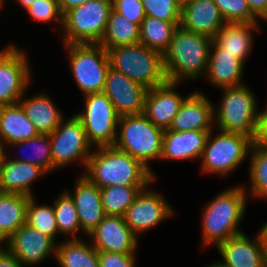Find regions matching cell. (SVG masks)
Wrapping results in <instances>:
<instances>
[{
    "label": "cell",
    "mask_w": 267,
    "mask_h": 267,
    "mask_svg": "<svg viewBox=\"0 0 267 267\" xmlns=\"http://www.w3.org/2000/svg\"><path fill=\"white\" fill-rule=\"evenodd\" d=\"M248 202L242 183L222 190L206 203L201 210V246L217 247L230 237L243 233L239 225Z\"/></svg>",
    "instance_id": "1"
},
{
    "label": "cell",
    "mask_w": 267,
    "mask_h": 267,
    "mask_svg": "<svg viewBox=\"0 0 267 267\" xmlns=\"http://www.w3.org/2000/svg\"><path fill=\"white\" fill-rule=\"evenodd\" d=\"M100 189L109 186H148L156 181L139 160L114 146L94 147L84 174Z\"/></svg>",
    "instance_id": "2"
},
{
    "label": "cell",
    "mask_w": 267,
    "mask_h": 267,
    "mask_svg": "<svg viewBox=\"0 0 267 267\" xmlns=\"http://www.w3.org/2000/svg\"><path fill=\"white\" fill-rule=\"evenodd\" d=\"M212 38L179 26L164 52L163 65L167 81H197L206 74Z\"/></svg>",
    "instance_id": "3"
},
{
    "label": "cell",
    "mask_w": 267,
    "mask_h": 267,
    "mask_svg": "<svg viewBox=\"0 0 267 267\" xmlns=\"http://www.w3.org/2000/svg\"><path fill=\"white\" fill-rule=\"evenodd\" d=\"M163 134L164 130L156 127L144 114L122 116L118 120L113 146L139 160L156 180L149 162L161 159Z\"/></svg>",
    "instance_id": "4"
},
{
    "label": "cell",
    "mask_w": 267,
    "mask_h": 267,
    "mask_svg": "<svg viewBox=\"0 0 267 267\" xmlns=\"http://www.w3.org/2000/svg\"><path fill=\"white\" fill-rule=\"evenodd\" d=\"M248 84L222 88L221 99L214 105V126L226 132L244 134L253 139L259 116L257 97Z\"/></svg>",
    "instance_id": "5"
},
{
    "label": "cell",
    "mask_w": 267,
    "mask_h": 267,
    "mask_svg": "<svg viewBox=\"0 0 267 267\" xmlns=\"http://www.w3.org/2000/svg\"><path fill=\"white\" fill-rule=\"evenodd\" d=\"M213 130L208 134L200 158V171L202 174L228 176L249 159L253 140L241 133L216 129L217 133L214 134Z\"/></svg>",
    "instance_id": "6"
},
{
    "label": "cell",
    "mask_w": 267,
    "mask_h": 267,
    "mask_svg": "<svg viewBox=\"0 0 267 267\" xmlns=\"http://www.w3.org/2000/svg\"><path fill=\"white\" fill-rule=\"evenodd\" d=\"M112 69L145 88L152 89L167 81L161 53L140 43L107 49Z\"/></svg>",
    "instance_id": "7"
},
{
    "label": "cell",
    "mask_w": 267,
    "mask_h": 267,
    "mask_svg": "<svg viewBox=\"0 0 267 267\" xmlns=\"http://www.w3.org/2000/svg\"><path fill=\"white\" fill-rule=\"evenodd\" d=\"M112 10V0H89L63 14V44H98Z\"/></svg>",
    "instance_id": "8"
},
{
    "label": "cell",
    "mask_w": 267,
    "mask_h": 267,
    "mask_svg": "<svg viewBox=\"0 0 267 267\" xmlns=\"http://www.w3.org/2000/svg\"><path fill=\"white\" fill-rule=\"evenodd\" d=\"M73 80L83 95L103 92L110 67L107 50L99 44H63Z\"/></svg>",
    "instance_id": "9"
},
{
    "label": "cell",
    "mask_w": 267,
    "mask_h": 267,
    "mask_svg": "<svg viewBox=\"0 0 267 267\" xmlns=\"http://www.w3.org/2000/svg\"><path fill=\"white\" fill-rule=\"evenodd\" d=\"M49 137L53 172L77 162L84 167L81 172L84 174L94 147L88 141L81 121L75 115L64 118Z\"/></svg>",
    "instance_id": "10"
},
{
    "label": "cell",
    "mask_w": 267,
    "mask_h": 267,
    "mask_svg": "<svg viewBox=\"0 0 267 267\" xmlns=\"http://www.w3.org/2000/svg\"><path fill=\"white\" fill-rule=\"evenodd\" d=\"M84 109L74 114L82 123L93 147L113 146L119 115L104 92L84 95Z\"/></svg>",
    "instance_id": "11"
},
{
    "label": "cell",
    "mask_w": 267,
    "mask_h": 267,
    "mask_svg": "<svg viewBox=\"0 0 267 267\" xmlns=\"http://www.w3.org/2000/svg\"><path fill=\"white\" fill-rule=\"evenodd\" d=\"M27 54L11 43L0 50V106L17 104L31 87L33 72Z\"/></svg>",
    "instance_id": "12"
},
{
    "label": "cell",
    "mask_w": 267,
    "mask_h": 267,
    "mask_svg": "<svg viewBox=\"0 0 267 267\" xmlns=\"http://www.w3.org/2000/svg\"><path fill=\"white\" fill-rule=\"evenodd\" d=\"M152 184L153 182L136 195L123 216L125 223L137 237L171 219L176 213L161 192L151 189Z\"/></svg>",
    "instance_id": "13"
},
{
    "label": "cell",
    "mask_w": 267,
    "mask_h": 267,
    "mask_svg": "<svg viewBox=\"0 0 267 267\" xmlns=\"http://www.w3.org/2000/svg\"><path fill=\"white\" fill-rule=\"evenodd\" d=\"M57 243L41 231L24 224L10 237L7 250L25 267L38 266L55 257Z\"/></svg>",
    "instance_id": "14"
},
{
    "label": "cell",
    "mask_w": 267,
    "mask_h": 267,
    "mask_svg": "<svg viewBox=\"0 0 267 267\" xmlns=\"http://www.w3.org/2000/svg\"><path fill=\"white\" fill-rule=\"evenodd\" d=\"M147 88L109 67L103 92L119 117L144 114Z\"/></svg>",
    "instance_id": "15"
},
{
    "label": "cell",
    "mask_w": 267,
    "mask_h": 267,
    "mask_svg": "<svg viewBox=\"0 0 267 267\" xmlns=\"http://www.w3.org/2000/svg\"><path fill=\"white\" fill-rule=\"evenodd\" d=\"M137 237L122 216L105 215L87 239L97 251L116 253H137Z\"/></svg>",
    "instance_id": "16"
},
{
    "label": "cell",
    "mask_w": 267,
    "mask_h": 267,
    "mask_svg": "<svg viewBox=\"0 0 267 267\" xmlns=\"http://www.w3.org/2000/svg\"><path fill=\"white\" fill-rule=\"evenodd\" d=\"M181 83L166 81L147 90L144 115L158 128L168 130L187 96L177 91Z\"/></svg>",
    "instance_id": "17"
},
{
    "label": "cell",
    "mask_w": 267,
    "mask_h": 267,
    "mask_svg": "<svg viewBox=\"0 0 267 267\" xmlns=\"http://www.w3.org/2000/svg\"><path fill=\"white\" fill-rule=\"evenodd\" d=\"M214 128V104L206 94L195 90L182 102L169 130L211 131Z\"/></svg>",
    "instance_id": "18"
},
{
    "label": "cell",
    "mask_w": 267,
    "mask_h": 267,
    "mask_svg": "<svg viewBox=\"0 0 267 267\" xmlns=\"http://www.w3.org/2000/svg\"><path fill=\"white\" fill-rule=\"evenodd\" d=\"M219 262L225 267H266L263 243L258 232L254 237L240 233L217 247Z\"/></svg>",
    "instance_id": "19"
},
{
    "label": "cell",
    "mask_w": 267,
    "mask_h": 267,
    "mask_svg": "<svg viewBox=\"0 0 267 267\" xmlns=\"http://www.w3.org/2000/svg\"><path fill=\"white\" fill-rule=\"evenodd\" d=\"M260 23H225L211 42L210 53H229L244 64L253 50V31L261 32Z\"/></svg>",
    "instance_id": "20"
},
{
    "label": "cell",
    "mask_w": 267,
    "mask_h": 267,
    "mask_svg": "<svg viewBox=\"0 0 267 267\" xmlns=\"http://www.w3.org/2000/svg\"><path fill=\"white\" fill-rule=\"evenodd\" d=\"M74 190H65L73 199L81 230L87 235L102 221L105 214L102 209L101 190L85 175L79 174Z\"/></svg>",
    "instance_id": "21"
},
{
    "label": "cell",
    "mask_w": 267,
    "mask_h": 267,
    "mask_svg": "<svg viewBox=\"0 0 267 267\" xmlns=\"http://www.w3.org/2000/svg\"><path fill=\"white\" fill-rule=\"evenodd\" d=\"M225 23L214 0H185L182 4L180 26L185 30L213 39Z\"/></svg>",
    "instance_id": "22"
},
{
    "label": "cell",
    "mask_w": 267,
    "mask_h": 267,
    "mask_svg": "<svg viewBox=\"0 0 267 267\" xmlns=\"http://www.w3.org/2000/svg\"><path fill=\"white\" fill-rule=\"evenodd\" d=\"M48 174L39 166L6 156L0 175V192L35 196L33 185Z\"/></svg>",
    "instance_id": "23"
},
{
    "label": "cell",
    "mask_w": 267,
    "mask_h": 267,
    "mask_svg": "<svg viewBox=\"0 0 267 267\" xmlns=\"http://www.w3.org/2000/svg\"><path fill=\"white\" fill-rule=\"evenodd\" d=\"M209 132L164 130L161 161L200 160Z\"/></svg>",
    "instance_id": "24"
},
{
    "label": "cell",
    "mask_w": 267,
    "mask_h": 267,
    "mask_svg": "<svg viewBox=\"0 0 267 267\" xmlns=\"http://www.w3.org/2000/svg\"><path fill=\"white\" fill-rule=\"evenodd\" d=\"M19 100L26 117L34 124L39 134H51L65 118L63 111L46 92L42 91L31 97Z\"/></svg>",
    "instance_id": "25"
},
{
    "label": "cell",
    "mask_w": 267,
    "mask_h": 267,
    "mask_svg": "<svg viewBox=\"0 0 267 267\" xmlns=\"http://www.w3.org/2000/svg\"><path fill=\"white\" fill-rule=\"evenodd\" d=\"M39 133L19 103L0 106V144L5 148L29 140Z\"/></svg>",
    "instance_id": "26"
},
{
    "label": "cell",
    "mask_w": 267,
    "mask_h": 267,
    "mask_svg": "<svg viewBox=\"0 0 267 267\" xmlns=\"http://www.w3.org/2000/svg\"><path fill=\"white\" fill-rule=\"evenodd\" d=\"M245 64L229 53H210L205 79L216 89L238 87L243 80Z\"/></svg>",
    "instance_id": "27"
},
{
    "label": "cell",
    "mask_w": 267,
    "mask_h": 267,
    "mask_svg": "<svg viewBox=\"0 0 267 267\" xmlns=\"http://www.w3.org/2000/svg\"><path fill=\"white\" fill-rule=\"evenodd\" d=\"M64 240L56 245L55 260L60 267H99L98 251L89 240Z\"/></svg>",
    "instance_id": "28"
},
{
    "label": "cell",
    "mask_w": 267,
    "mask_h": 267,
    "mask_svg": "<svg viewBox=\"0 0 267 267\" xmlns=\"http://www.w3.org/2000/svg\"><path fill=\"white\" fill-rule=\"evenodd\" d=\"M139 40V26L112 9L103 37L98 44L107 50L117 46L137 44Z\"/></svg>",
    "instance_id": "29"
},
{
    "label": "cell",
    "mask_w": 267,
    "mask_h": 267,
    "mask_svg": "<svg viewBox=\"0 0 267 267\" xmlns=\"http://www.w3.org/2000/svg\"><path fill=\"white\" fill-rule=\"evenodd\" d=\"M179 26L180 22H166L156 17L146 16L139 27V43L163 55Z\"/></svg>",
    "instance_id": "30"
},
{
    "label": "cell",
    "mask_w": 267,
    "mask_h": 267,
    "mask_svg": "<svg viewBox=\"0 0 267 267\" xmlns=\"http://www.w3.org/2000/svg\"><path fill=\"white\" fill-rule=\"evenodd\" d=\"M29 197L22 194L0 192V226L9 237L26 224Z\"/></svg>",
    "instance_id": "31"
},
{
    "label": "cell",
    "mask_w": 267,
    "mask_h": 267,
    "mask_svg": "<svg viewBox=\"0 0 267 267\" xmlns=\"http://www.w3.org/2000/svg\"><path fill=\"white\" fill-rule=\"evenodd\" d=\"M249 185L244 190L249 198L267 200V148L252 146L249 154Z\"/></svg>",
    "instance_id": "32"
},
{
    "label": "cell",
    "mask_w": 267,
    "mask_h": 267,
    "mask_svg": "<svg viewBox=\"0 0 267 267\" xmlns=\"http://www.w3.org/2000/svg\"><path fill=\"white\" fill-rule=\"evenodd\" d=\"M11 147V148H10ZM23 149L26 147L25 150L28 148L33 151L32 154L29 153L28 155H21V157H11L14 155H11L8 153L7 155H10V158H14L13 160L20 161V162H26L30 163L35 166H39L42 169H44L48 174L53 172V161H52V155H51V140L49 137V134H38L37 136L26 140L22 142H18L15 144H11L8 146V149ZM31 155V156H30Z\"/></svg>",
    "instance_id": "33"
},
{
    "label": "cell",
    "mask_w": 267,
    "mask_h": 267,
    "mask_svg": "<svg viewBox=\"0 0 267 267\" xmlns=\"http://www.w3.org/2000/svg\"><path fill=\"white\" fill-rule=\"evenodd\" d=\"M53 207L59 234L65 235L66 239H82V236L77 235L83 231L74 201L65 190L53 201Z\"/></svg>",
    "instance_id": "34"
},
{
    "label": "cell",
    "mask_w": 267,
    "mask_h": 267,
    "mask_svg": "<svg viewBox=\"0 0 267 267\" xmlns=\"http://www.w3.org/2000/svg\"><path fill=\"white\" fill-rule=\"evenodd\" d=\"M147 186H109L101 188L102 209L105 215L124 216L136 195Z\"/></svg>",
    "instance_id": "35"
},
{
    "label": "cell",
    "mask_w": 267,
    "mask_h": 267,
    "mask_svg": "<svg viewBox=\"0 0 267 267\" xmlns=\"http://www.w3.org/2000/svg\"><path fill=\"white\" fill-rule=\"evenodd\" d=\"M26 224L41 231L58 243L57 237L59 232L55 220L53 204L39 205L36 196L29 197L26 209Z\"/></svg>",
    "instance_id": "36"
},
{
    "label": "cell",
    "mask_w": 267,
    "mask_h": 267,
    "mask_svg": "<svg viewBox=\"0 0 267 267\" xmlns=\"http://www.w3.org/2000/svg\"><path fill=\"white\" fill-rule=\"evenodd\" d=\"M226 23H259L246 0H214Z\"/></svg>",
    "instance_id": "37"
},
{
    "label": "cell",
    "mask_w": 267,
    "mask_h": 267,
    "mask_svg": "<svg viewBox=\"0 0 267 267\" xmlns=\"http://www.w3.org/2000/svg\"><path fill=\"white\" fill-rule=\"evenodd\" d=\"M26 14L38 23H53L62 28L63 14L57 0H36L26 9Z\"/></svg>",
    "instance_id": "38"
},
{
    "label": "cell",
    "mask_w": 267,
    "mask_h": 267,
    "mask_svg": "<svg viewBox=\"0 0 267 267\" xmlns=\"http://www.w3.org/2000/svg\"><path fill=\"white\" fill-rule=\"evenodd\" d=\"M146 16L166 22H181L182 5L177 0H141Z\"/></svg>",
    "instance_id": "39"
},
{
    "label": "cell",
    "mask_w": 267,
    "mask_h": 267,
    "mask_svg": "<svg viewBox=\"0 0 267 267\" xmlns=\"http://www.w3.org/2000/svg\"><path fill=\"white\" fill-rule=\"evenodd\" d=\"M112 9L139 27L146 17L141 0H112Z\"/></svg>",
    "instance_id": "40"
},
{
    "label": "cell",
    "mask_w": 267,
    "mask_h": 267,
    "mask_svg": "<svg viewBox=\"0 0 267 267\" xmlns=\"http://www.w3.org/2000/svg\"><path fill=\"white\" fill-rule=\"evenodd\" d=\"M99 267H136V253L98 251Z\"/></svg>",
    "instance_id": "41"
},
{
    "label": "cell",
    "mask_w": 267,
    "mask_h": 267,
    "mask_svg": "<svg viewBox=\"0 0 267 267\" xmlns=\"http://www.w3.org/2000/svg\"><path fill=\"white\" fill-rule=\"evenodd\" d=\"M267 102V101H266ZM263 110L259 112L253 146L267 148V103Z\"/></svg>",
    "instance_id": "42"
},
{
    "label": "cell",
    "mask_w": 267,
    "mask_h": 267,
    "mask_svg": "<svg viewBox=\"0 0 267 267\" xmlns=\"http://www.w3.org/2000/svg\"><path fill=\"white\" fill-rule=\"evenodd\" d=\"M251 13L261 22L267 23V0H246Z\"/></svg>",
    "instance_id": "43"
},
{
    "label": "cell",
    "mask_w": 267,
    "mask_h": 267,
    "mask_svg": "<svg viewBox=\"0 0 267 267\" xmlns=\"http://www.w3.org/2000/svg\"><path fill=\"white\" fill-rule=\"evenodd\" d=\"M0 267H25L7 249L0 250Z\"/></svg>",
    "instance_id": "44"
},
{
    "label": "cell",
    "mask_w": 267,
    "mask_h": 267,
    "mask_svg": "<svg viewBox=\"0 0 267 267\" xmlns=\"http://www.w3.org/2000/svg\"><path fill=\"white\" fill-rule=\"evenodd\" d=\"M59 4L60 11L62 14L69 11L70 9L80 6L89 0H57Z\"/></svg>",
    "instance_id": "45"
},
{
    "label": "cell",
    "mask_w": 267,
    "mask_h": 267,
    "mask_svg": "<svg viewBox=\"0 0 267 267\" xmlns=\"http://www.w3.org/2000/svg\"><path fill=\"white\" fill-rule=\"evenodd\" d=\"M258 234L261 237L262 243H263V250H264V258H265V264L267 267V222H262L260 230H258Z\"/></svg>",
    "instance_id": "46"
},
{
    "label": "cell",
    "mask_w": 267,
    "mask_h": 267,
    "mask_svg": "<svg viewBox=\"0 0 267 267\" xmlns=\"http://www.w3.org/2000/svg\"><path fill=\"white\" fill-rule=\"evenodd\" d=\"M8 242H9V236L3 231V229L0 226V250H5L8 246Z\"/></svg>",
    "instance_id": "47"
},
{
    "label": "cell",
    "mask_w": 267,
    "mask_h": 267,
    "mask_svg": "<svg viewBox=\"0 0 267 267\" xmlns=\"http://www.w3.org/2000/svg\"><path fill=\"white\" fill-rule=\"evenodd\" d=\"M8 152H10V151H8L7 148H5L4 146H2L0 144V175H1V169H2L3 162H4Z\"/></svg>",
    "instance_id": "48"
},
{
    "label": "cell",
    "mask_w": 267,
    "mask_h": 267,
    "mask_svg": "<svg viewBox=\"0 0 267 267\" xmlns=\"http://www.w3.org/2000/svg\"><path fill=\"white\" fill-rule=\"evenodd\" d=\"M13 1L19 4L17 6H21L22 10H25L29 5H31L36 0H13Z\"/></svg>",
    "instance_id": "49"
},
{
    "label": "cell",
    "mask_w": 267,
    "mask_h": 267,
    "mask_svg": "<svg viewBox=\"0 0 267 267\" xmlns=\"http://www.w3.org/2000/svg\"><path fill=\"white\" fill-rule=\"evenodd\" d=\"M205 267H225L219 261L211 262Z\"/></svg>",
    "instance_id": "50"
},
{
    "label": "cell",
    "mask_w": 267,
    "mask_h": 267,
    "mask_svg": "<svg viewBox=\"0 0 267 267\" xmlns=\"http://www.w3.org/2000/svg\"><path fill=\"white\" fill-rule=\"evenodd\" d=\"M4 2L5 0H0V9H2V7L4 6Z\"/></svg>",
    "instance_id": "51"
},
{
    "label": "cell",
    "mask_w": 267,
    "mask_h": 267,
    "mask_svg": "<svg viewBox=\"0 0 267 267\" xmlns=\"http://www.w3.org/2000/svg\"><path fill=\"white\" fill-rule=\"evenodd\" d=\"M177 1L182 5L185 0H177Z\"/></svg>",
    "instance_id": "52"
}]
</instances>
